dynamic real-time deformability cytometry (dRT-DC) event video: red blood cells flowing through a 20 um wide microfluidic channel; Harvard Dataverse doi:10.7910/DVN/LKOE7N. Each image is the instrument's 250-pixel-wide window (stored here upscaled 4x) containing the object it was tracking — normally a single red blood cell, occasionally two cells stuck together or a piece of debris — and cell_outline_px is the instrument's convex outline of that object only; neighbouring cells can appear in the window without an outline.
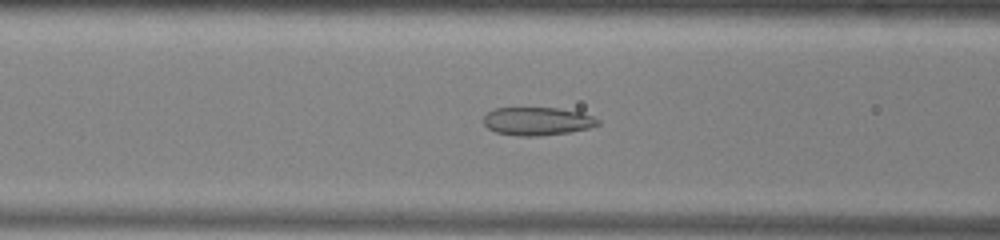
{"species": "common noctule bat (a hibernating species)", "species_latin": "Nyctalus noctula", "temperature_condition": "warm", "stored_images_in_passage": 52, "camera_frame_rate_fps": 3000, "um_per_image_px": 0.085, "animal": {"sex": "male", "body_mass_g": 13.0, "forearm_length_mm": 53.1}, "frame": {"image": 1, "passage_image": 20, "time_ms": 6.333, "image_size_px": [1000, 240], "cell_outline_px": [[600, 124], [588, 128], [568, 132], [540, 136], [520, 136], [496, 132], [488, 128], [484, 124], [484, 116], [488, 112], [496, 108], [560, 108], [580, 112], [592, 116], [600, 120]], "centroid_in_image_um": [45.68, 10.3], "position_along_channel_um": 120.9, "area_um2": 18.67}}
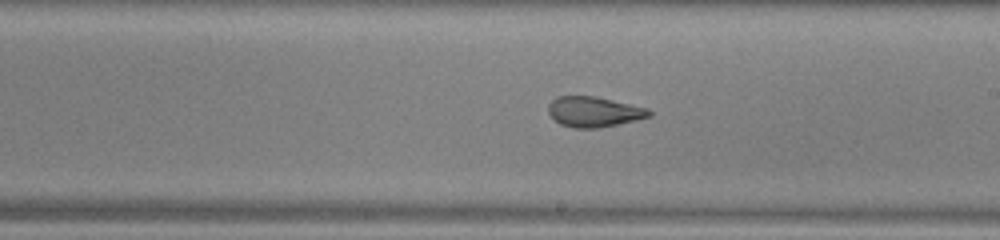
{"frame": {"image": 2, "passage_image": 29, "time_ms": 9.333, "image_size_px": [1000, 240], "cell_outline_px": [[652, 116], [636, 120], [596, 128], [576, 128], [560, 124], [548, 112], [548, 104], [556, 96], [596, 96], [648, 108], [652, 112]], "centroid_in_image_um": [50.49, 9.49], "position_along_channel_um": 238.5, "area_um2": 17.74}}
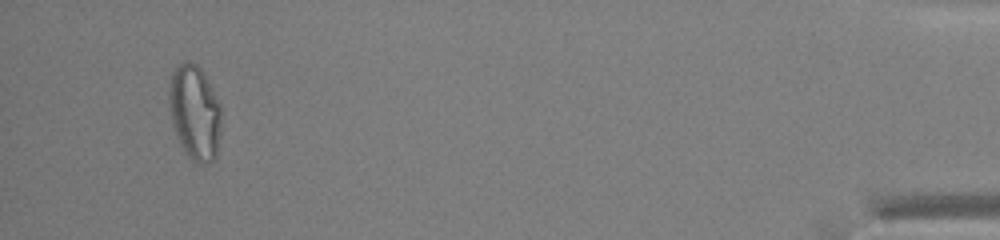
{"frame": {"image": 3, "passage_image": 49, "time_ms": 16.0, "image_size_px": [1000, 240], "cell_outline_px": [[220, 132], [216, 160], [200, 164], [196, 164], [188, 156], [180, 144], [176, 136], [172, 120], [168, 100], [168, 88], [172, 72], [176, 64], [184, 60], [188, 60], [196, 64], [204, 72], [220, 104]], "centroid_in_image_um": [16.54, 9.53], "position_along_channel_um": 418.7, "area_um2": 29.25}, "authors_computed_cell_mechanics": {"area_um2": 22.7154, "velocity_mm_per_s": 3.924, "shape_relaxation_time_tau1_ms": null, "shape_relaxation_time_tau2_ms": 1.4057, "deformation_change_tau1": null, "deformation_change_tau2": 0.0772}}